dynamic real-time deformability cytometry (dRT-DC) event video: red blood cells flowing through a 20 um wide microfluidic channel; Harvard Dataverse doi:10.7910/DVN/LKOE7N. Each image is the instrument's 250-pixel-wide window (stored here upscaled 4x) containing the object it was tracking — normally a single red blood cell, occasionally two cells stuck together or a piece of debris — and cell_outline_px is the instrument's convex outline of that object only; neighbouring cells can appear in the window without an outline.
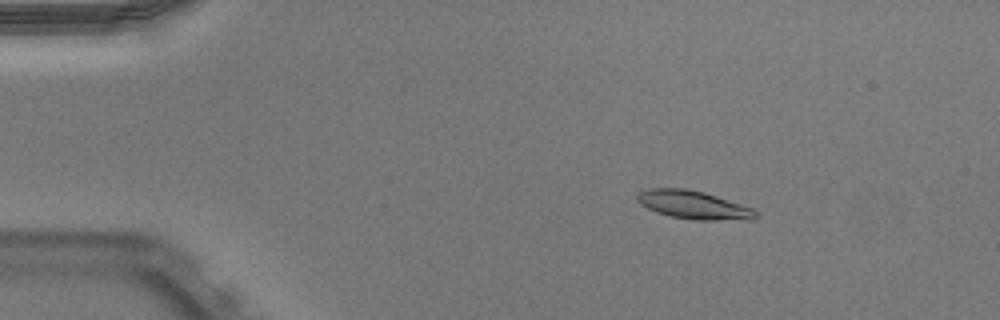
{"species": "Egyptian fruit bat (a non-hibernating species)", "species_latin": "Rousettus aegyptiacus", "temperature_condition": "warm", "stored_images_in_passage": 51, "camera_frame_rate_fps": 3000, "um_per_image_px": 0.085, "animal": {"sex": "male"}, "frame": {"image": 1, "passage_image": 8, "time_ms": 2.333, "image_size_px": [1000, 320], "cell_outline_px": [[760, 216], [752, 220], [696, 220], [672, 216], [656, 212], [640, 204], [636, 200], [636, 196], [640, 192], [648, 188], [688, 188], [704, 192], [752, 208]], "centroid_in_image_um": [58.96, 17.42], "position_along_channel_um": 26.0, "area_um2": 19.54}}
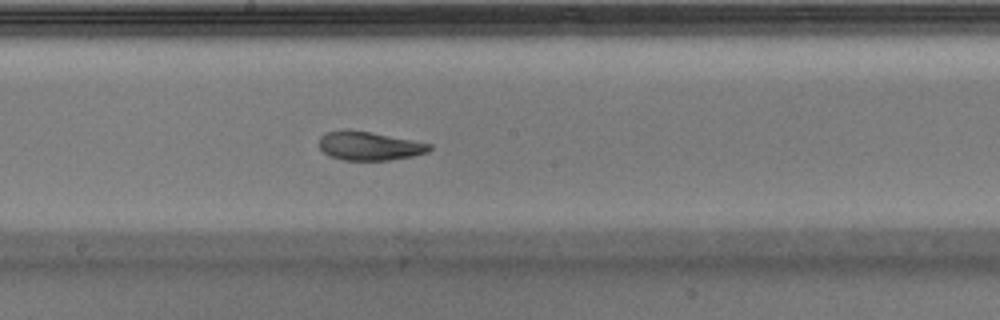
{"frame": {"image": 2, "passage_image": 28, "time_ms": 9.0, "image_size_px": [1000, 320], "cell_outline_px": [[432, 148], [428, 152], [412, 156], [388, 160], [344, 160], [328, 156], [320, 148], [320, 136], [328, 132], [348, 128], [372, 132], [432, 144]], "centroid_in_image_um": [31.38, 12.39], "position_along_channel_um": 216.8, "area_um2": 18.55}}
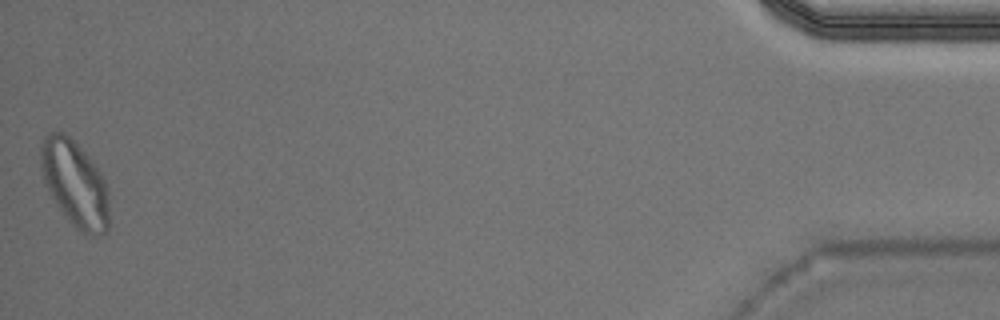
{"frame": {"image": 3, "passage_image": 51, "time_ms": 16.667, "image_size_px": [1000, 320], "cell_outline_px": [[108, 232], [96, 236], [84, 236], [68, 220], [56, 204], [48, 192], [44, 184], [40, 164], [40, 148], [48, 132], [64, 132], [88, 156], [100, 172], [104, 180], [108, 192]], "centroid_in_image_um": [6.36, 15.66], "position_along_channel_um": 428.8, "area_um2": 34.39}, "authors_computed_cell_mechanics": {"area_um2": 19.074, "velocity_mm_per_s": 3.9375, "shape_relaxation_time_tau1_ms": 4.0062, "shape_relaxation_time_tau2_ms": 1.9611, "deformation_change_tau1": 0.1571, "deformation_change_tau2": 0.071}}